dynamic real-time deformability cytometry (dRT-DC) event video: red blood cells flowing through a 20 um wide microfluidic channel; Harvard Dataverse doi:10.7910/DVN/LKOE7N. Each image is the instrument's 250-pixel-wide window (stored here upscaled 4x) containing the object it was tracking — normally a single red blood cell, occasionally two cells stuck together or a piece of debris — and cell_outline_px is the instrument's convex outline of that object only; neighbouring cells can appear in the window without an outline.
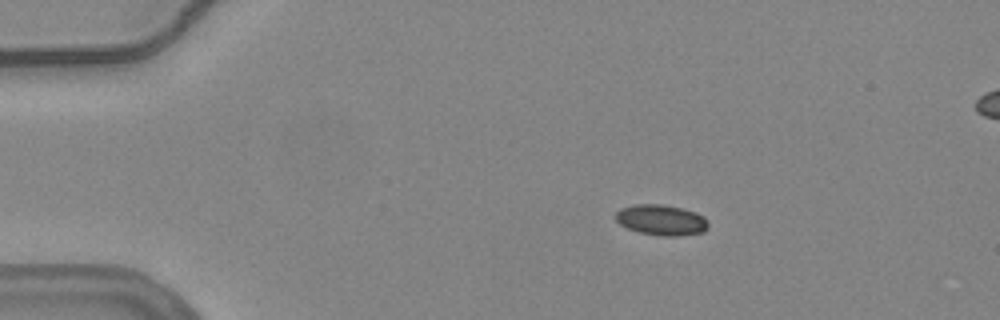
{"species": "common noctule bat (a hibernating species)", "species_latin": "Nyctalus noctula", "temperature_condition": "warm", "stored_images_in_passage": 25, "camera_frame_rate_fps": 3000, "um_per_image_px": 0.085, "animal": {"sex": "female", "body_mass_g": 24.6, "forearm_length_mm": 56.2}, "frame": {"image": 1, "passage_image": 10, "time_ms": 3.0, "image_size_px": [1000, 320], "cell_outline_px": [[708, 228], [704, 232], [676, 236], [664, 236], [640, 232], [628, 228], [620, 224], [616, 220], [616, 212], [620, 208], [636, 204], [664, 204], [696, 212], [704, 216], [708, 220]], "centroid_in_image_um": [56.24, 18.69], "position_along_channel_um": 28.8, "area_um2": 16.53}}